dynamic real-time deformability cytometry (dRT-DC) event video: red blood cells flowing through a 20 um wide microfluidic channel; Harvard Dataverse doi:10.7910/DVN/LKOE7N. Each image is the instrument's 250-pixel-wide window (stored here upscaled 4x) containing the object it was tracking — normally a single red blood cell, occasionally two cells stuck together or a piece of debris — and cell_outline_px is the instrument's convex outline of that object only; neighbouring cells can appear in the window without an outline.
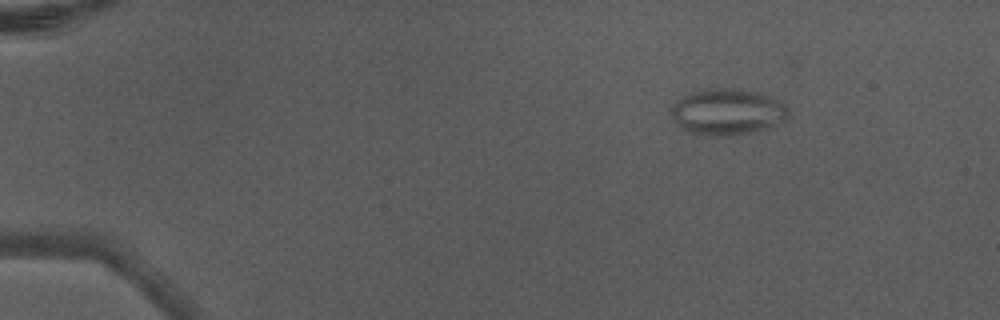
{"species": "Egyptian fruit bat (a non-hibernating species)", "species_latin": "Rousettus aegyptiacus", "temperature_condition": "warm", "stored_images_in_passage": 5, "camera_frame_rate_fps": 3000, "um_per_image_px": 0.085, "animal": {"sex": "male"}, "frame": {"image": 1, "passage_image": 5, "time_ms": 1.333, "image_size_px": [1000, 320], "cell_outline_px": [[788, 116], [780, 124], [752, 132], [732, 136], [704, 136], [688, 132], [676, 124], [672, 116], [672, 104], [684, 96], [692, 92], [704, 88], [740, 88], [772, 96], [784, 100], [788, 104]], "centroid_in_image_um": [61.87, 9.5], "position_along_channel_um": 23.1, "area_um2": 32.25}}